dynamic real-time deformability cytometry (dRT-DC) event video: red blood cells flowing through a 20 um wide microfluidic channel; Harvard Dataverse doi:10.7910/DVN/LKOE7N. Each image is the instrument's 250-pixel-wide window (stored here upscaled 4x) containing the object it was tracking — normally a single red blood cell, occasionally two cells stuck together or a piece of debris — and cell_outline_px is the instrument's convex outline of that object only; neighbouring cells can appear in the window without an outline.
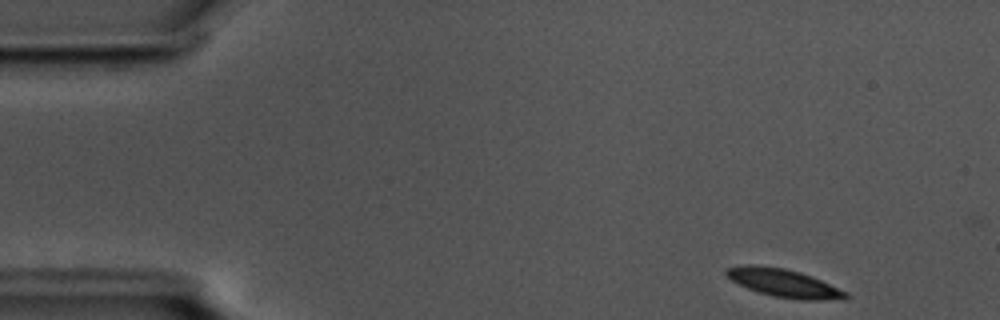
{"species": "common noctule bat (a hibernating species)", "species_latin": "Nyctalus noctula", "temperature_condition": "cold", "stored_images_in_passage": 37, "camera_frame_rate_fps": 3000, "um_per_image_px": 0.085, "animal": {"sex": "male", "body_mass_g": 17.5, "forearm_length_mm": 52.3}, "frame": {"image": 1, "passage_image": 1, "time_ms": 0.0, "image_size_px": [1000, 320], "cell_outline_px": [[848, 296], [844, 300], [800, 300], [772, 296], [748, 288], [732, 280], [724, 272], [724, 268], [744, 264], [756, 264], [784, 268], [800, 272], [812, 276], [848, 292]], "centroid_in_image_um": [66.64, 24.05], "position_along_channel_um": 18.4, "area_um2": 19.71}}
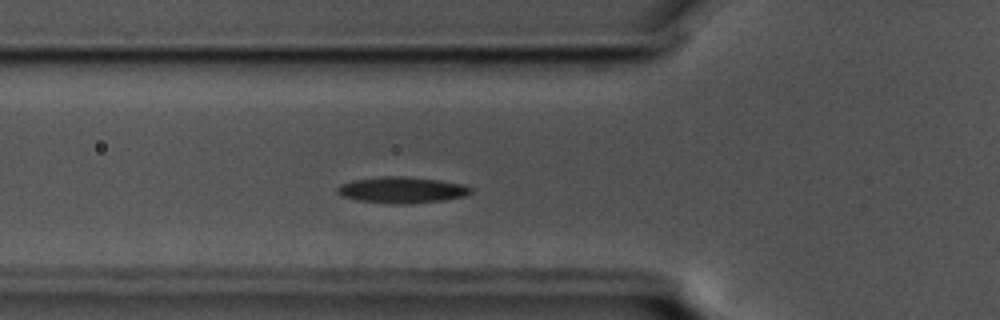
{"frame": {"image": 2, "passage_image": 15, "time_ms": 4.667, "image_size_px": [1000, 320], "cell_outline_px": [[472, 192], [464, 196], [440, 200], [400, 204], [360, 200], [344, 196], [336, 192], [336, 188], [340, 184], [352, 180], [380, 176], [404, 176], [440, 180], [464, 184], [472, 188]], "centroid_in_image_um": [34.15, 16.12], "position_along_channel_um": 91.6, "area_um2": 20.11}}
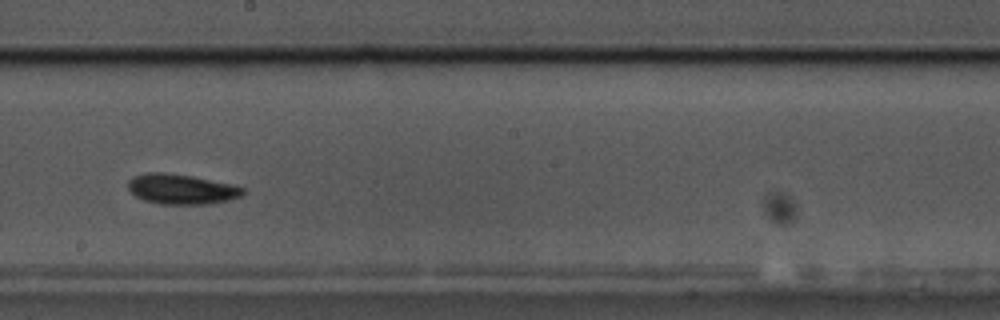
{"frame": {"image": 3, "passage_image": 27, "time_ms": 8.667, "image_size_px": [1000, 320], "cell_outline_px": [[244, 192], [240, 196], [228, 200], [208, 204], [160, 204], [144, 200], [136, 196], [128, 188], [128, 180], [132, 176], [148, 172], [164, 172], [192, 176], [232, 184], [244, 188]], "centroid_in_image_um": [15.39, 16.07], "position_along_channel_um": 232.8, "area_um2": 20.11}}